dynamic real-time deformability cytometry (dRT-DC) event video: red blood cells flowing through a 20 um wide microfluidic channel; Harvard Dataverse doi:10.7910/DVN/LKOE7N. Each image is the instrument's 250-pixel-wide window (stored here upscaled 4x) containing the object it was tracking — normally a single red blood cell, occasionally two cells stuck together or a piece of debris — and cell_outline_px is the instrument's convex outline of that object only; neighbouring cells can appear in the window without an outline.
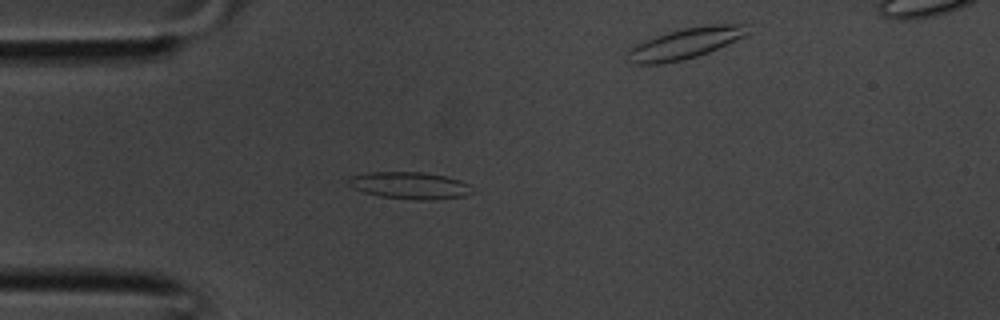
{"species": "common noctule bat (a hibernating species)", "species_latin": "Nyctalus noctula", "temperature_condition": "room temperature", "stored_images_in_passage": 36, "camera_frame_rate_fps": 3000, "um_per_image_px": 0.085, "animal": {"sex": "male", "body_mass_g": 20.1, "forearm_length_mm": 53.5}, "frame": {"image": 1, "passage_image": 9, "time_ms": 2.667, "image_size_px": [1000, 320], "cell_outline_px": [[476, 192], [464, 196], [436, 200], [416, 200], [380, 196], [364, 192], [352, 188], [344, 180], [352, 176], [368, 172], [424, 172], [444, 176], [460, 180], [472, 184], [476, 188]], "centroid_in_image_um": [34.9, 15.77], "position_along_channel_um": 50.1, "area_um2": 19.94}}
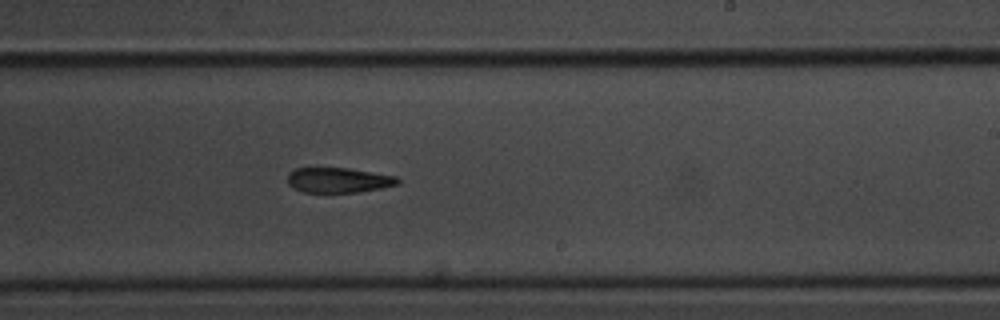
{"frame": {"image": 2, "passage_image": 21, "time_ms": 6.667, "image_size_px": [1000, 320], "cell_outline_px": [[400, 184], [360, 192], [304, 192], [288, 184], [288, 172], [296, 168], [348, 168], [396, 176], [400, 180]], "centroid_in_image_um": [28.79, 15.31], "position_along_channel_um": 260.2, "area_um2": 16.01}}
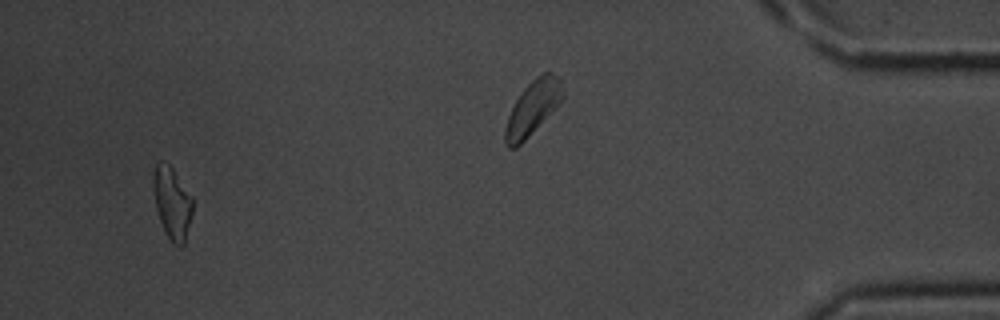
{"frame": {"image": 3, "passage_image": 34, "time_ms": 11.0, "image_size_px": [1000, 320], "cell_outline_px": [[192, 212], [184, 244], [180, 248], [172, 244], [164, 232], [156, 208], [152, 184], [152, 176], [156, 164], [168, 164], [172, 168], [192, 196]], "centroid_in_image_um": [14.62, 17.3], "position_along_channel_um": 420.6, "area_um2": 16.42}}